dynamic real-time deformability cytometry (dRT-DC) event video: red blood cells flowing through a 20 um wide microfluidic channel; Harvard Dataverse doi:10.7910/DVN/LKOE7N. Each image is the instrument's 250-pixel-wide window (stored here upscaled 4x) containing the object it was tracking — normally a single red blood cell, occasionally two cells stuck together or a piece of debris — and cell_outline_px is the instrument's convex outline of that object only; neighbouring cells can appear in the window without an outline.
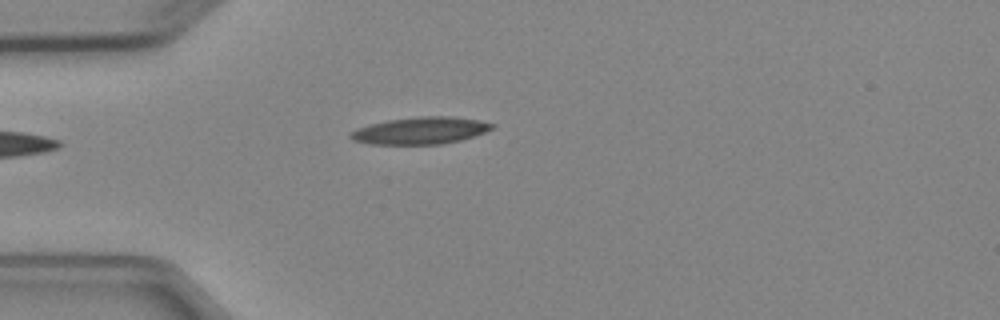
{"species": "Egyptian fruit bat (a non-hibernating species)", "species_latin": "Rousettus aegyptiacus", "temperature_condition": "cold", "stored_images_in_passage": 5, "camera_frame_rate_fps": 3000, "um_per_image_px": 0.085, "animal": {"sex": "female"}, "frame": {"image": 1, "passage_image": 4, "time_ms": 3.667, "image_size_px": [1000, 320], "cell_outline_px": [[496, 128], [460, 140], [440, 144], [368, 144], [352, 140], [348, 136], [356, 128], [388, 120], [420, 116], [452, 116], [480, 120], [496, 124]], "centroid_in_image_um": [35.76, 11.09], "position_along_channel_um": 49.2, "area_um2": 22.31}}